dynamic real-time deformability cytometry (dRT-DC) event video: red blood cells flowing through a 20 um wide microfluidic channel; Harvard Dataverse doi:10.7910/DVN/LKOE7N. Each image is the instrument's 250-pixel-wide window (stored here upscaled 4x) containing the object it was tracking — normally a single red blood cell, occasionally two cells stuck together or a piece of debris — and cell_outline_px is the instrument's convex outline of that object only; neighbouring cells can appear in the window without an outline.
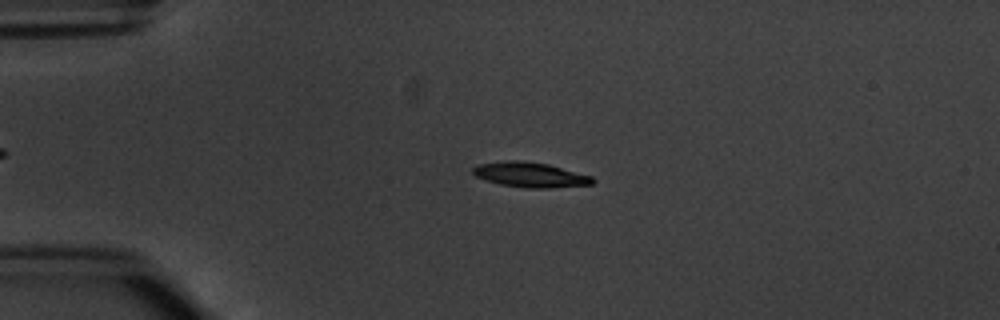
{"species": "common noctule bat (a hibernating species)", "species_latin": "Nyctalus noctula", "temperature_condition": "warm", "stored_images_in_passage": 4, "camera_frame_rate_fps": 3000, "um_per_image_px": 0.085, "animal": {"sex": "male", "body_mass_g": 20.1, "forearm_length_mm": 53.5}, "frame": {"image": 1, "passage_image": 3, "time_ms": 2.333, "image_size_px": [1000, 320], "cell_outline_px": [[596, 180], [592, 184], [548, 188], [528, 188], [500, 184], [484, 180], [476, 176], [472, 172], [472, 168], [480, 164], [504, 160], [516, 160], [548, 164], [592, 176]], "centroid_in_image_um": [45.06, 14.85], "position_along_channel_um": 39.9, "area_um2": 17.34}}